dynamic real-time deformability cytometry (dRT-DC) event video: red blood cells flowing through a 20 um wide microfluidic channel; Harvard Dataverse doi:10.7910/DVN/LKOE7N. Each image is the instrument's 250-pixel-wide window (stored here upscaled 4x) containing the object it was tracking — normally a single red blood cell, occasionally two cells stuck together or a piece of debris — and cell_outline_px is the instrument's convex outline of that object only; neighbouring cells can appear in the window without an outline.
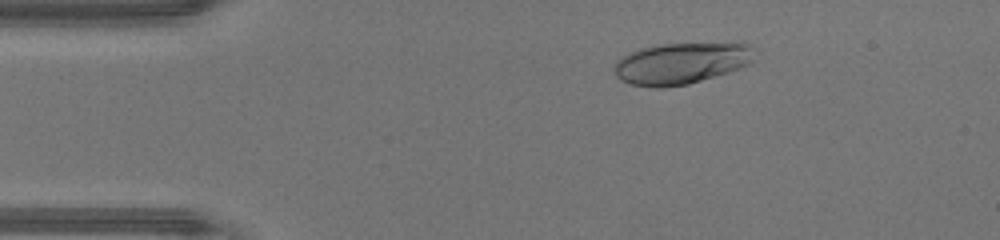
{"species": "human", "species_latin": "Homo sapiens", "temperature_condition": "warm", "stored_images_in_passage": 47, "camera_frame_rate_fps": 3000, "um_per_image_px": 0.085, "donor": {"sex": "male"}, "frame": {"image": 1, "passage_image": 8, "time_ms": 2.333, "image_size_px": [1000, 240], "cell_outline_px": [[756, 48], [752, 60], [748, 64], [740, 68], [728, 72], [688, 84], [664, 88], [656, 88], [632, 84], [620, 80], [612, 72], [612, 64], [616, 60], [628, 52], [640, 48], [660, 44], [740, 40], [744, 40]], "centroid_in_image_um": [57.95, 5.32], "position_along_channel_um": 27.1, "area_um2": 35.32}}
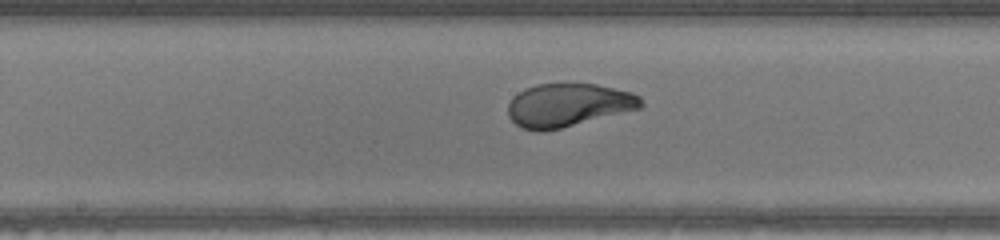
{"frame": {"image": 2, "passage_image": 24, "time_ms": 7.667, "image_size_px": [1000, 240], "cell_outline_px": [[644, 108], [560, 128], [540, 132], [520, 128], [508, 116], [508, 104], [512, 96], [524, 88], [536, 84], [596, 84], [632, 92], [640, 96], [644, 104]], "centroid_in_image_um": [48.3, 8.93], "position_along_channel_um": 199.9, "area_um2": 33.81}}
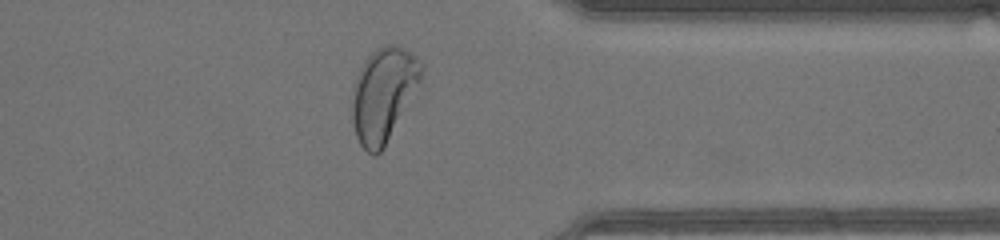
{"frame": {"image": 3, "passage_image": 37, "time_ms": 12.0, "image_size_px": [1000, 240], "cell_outline_px": [[424, 64], [420, 84], [384, 148], [376, 156], [372, 156], [360, 144], [356, 136], [352, 120], [352, 100], [356, 76], [364, 60], [376, 48], [384, 44], [396, 44], [404, 48], [416, 56]], "centroid_in_image_um": [32.61, 8.01], "position_along_channel_um": 378.8, "area_um2": 38.09}, "authors_computed_cell_mechanics": {"area_um2": 35.2002, "velocity_mm_per_s": 4.3584, "shape_relaxation_time_tau1_ms": 3.887, "shape_relaxation_time_tau2_ms": null, "deformation_change_tau1": 0.2139, "deformation_change_tau2": null}}